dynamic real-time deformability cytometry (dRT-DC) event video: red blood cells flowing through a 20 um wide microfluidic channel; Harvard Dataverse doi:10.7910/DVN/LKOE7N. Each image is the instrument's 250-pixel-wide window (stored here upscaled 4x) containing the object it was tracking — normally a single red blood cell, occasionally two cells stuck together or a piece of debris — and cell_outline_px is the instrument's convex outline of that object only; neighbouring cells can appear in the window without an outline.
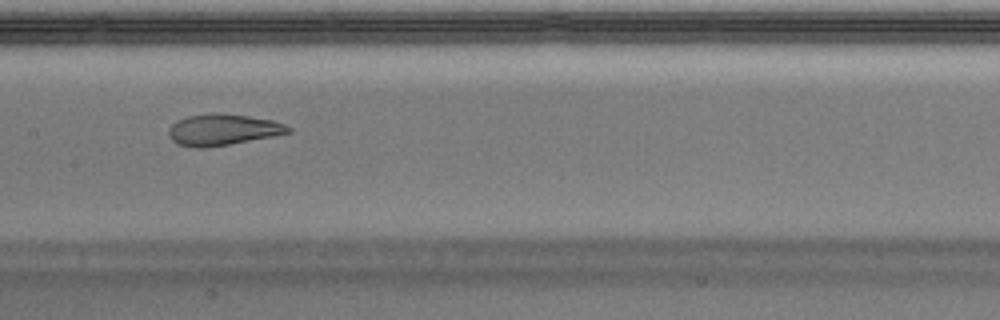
{"species": "Egyptian fruit bat (a non-hibernating species)", "species_latin": "Rousettus aegyptiacus", "temperature_condition": "warm", "stored_images_in_passage": 51, "camera_frame_rate_fps": 3000, "um_per_image_px": 0.085, "animal": {"sex": "male"}, "frame": {"image": 1, "passage_image": 26, "time_ms": 8.333, "image_size_px": [1000, 320], "cell_outline_px": [[292, 132], [272, 136], [228, 144], [204, 148], [192, 148], [180, 144], [172, 140], [168, 132], [168, 128], [176, 120], [188, 116], [216, 112], [220, 112], [248, 116], [272, 120], [284, 124], [292, 128]], "centroid_in_image_um": [18.92, 11.01], "position_along_channel_um": 188.5, "area_um2": 21.73}}
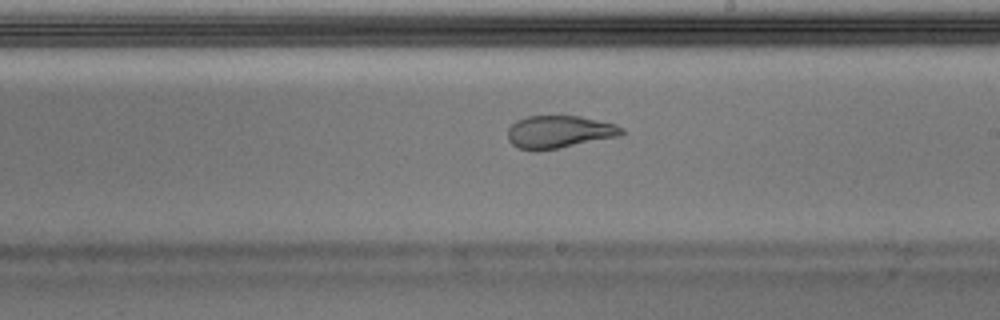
{"frame": {"image": 2, "passage_image": 30, "time_ms": 9.667, "image_size_px": [1000, 320], "cell_outline_px": [[624, 132], [620, 136], [560, 148], [536, 152], [520, 148], [512, 144], [508, 140], [508, 128], [516, 120], [528, 116], [580, 116], [616, 124], [624, 128]], "centroid_in_image_um": [47.53, 11.22], "position_along_channel_um": 241.5, "area_um2": 21.85}}
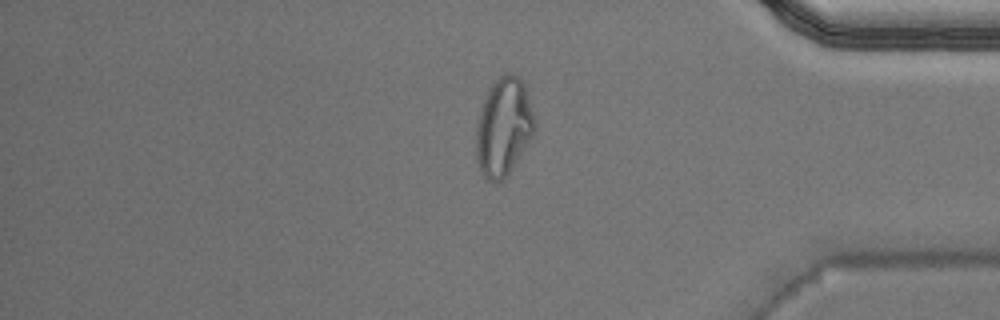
{"frame": {"image": 3, "passage_image": 43, "time_ms": 14.0, "image_size_px": [1000, 320], "cell_outline_px": [[536, 132], [508, 172], [496, 184], [488, 180], [484, 176], [480, 168], [476, 156], [476, 128], [480, 112], [488, 88], [500, 76], [508, 72], [512, 72], [524, 84], [536, 124]], "centroid_in_image_um": [42.8, 10.78], "position_along_channel_um": 392.4, "area_um2": 33.0}, "authors_computed_cell_mechanics": {"area_um2": 22.831, "velocity_mm_per_s": 4.0018, "shape_relaxation_time_tau1_ms": null, "shape_relaxation_time_tau2_ms": 1.1813, "deformation_change_tau1": null, "deformation_change_tau2": 0.079}}